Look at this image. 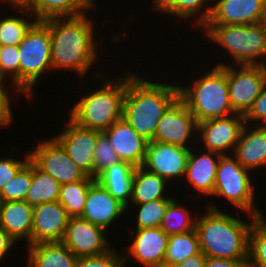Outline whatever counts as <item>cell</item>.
<instances>
[{"mask_svg":"<svg viewBox=\"0 0 266 267\" xmlns=\"http://www.w3.org/2000/svg\"><path fill=\"white\" fill-rule=\"evenodd\" d=\"M19 50L18 46H3L0 52V78L7 82L9 78L10 82L6 85L12 88L13 95H19Z\"/></svg>","mask_w":266,"mask_h":267,"instance_id":"cell-37","label":"cell"},{"mask_svg":"<svg viewBox=\"0 0 266 267\" xmlns=\"http://www.w3.org/2000/svg\"><path fill=\"white\" fill-rule=\"evenodd\" d=\"M228 63V64H227ZM227 65L229 100L235 114L245 115L266 84V66L234 65L229 62L216 63Z\"/></svg>","mask_w":266,"mask_h":267,"instance_id":"cell-9","label":"cell"},{"mask_svg":"<svg viewBox=\"0 0 266 267\" xmlns=\"http://www.w3.org/2000/svg\"><path fill=\"white\" fill-rule=\"evenodd\" d=\"M25 267H75L77 257L62 242L40 243L26 246Z\"/></svg>","mask_w":266,"mask_h":267,"instance_id":"cell-27","label":"cell"},{"mask_svg":"<svg viewBox=\"0 0 266 267\" xmlns=\"http://www.w3.org/2000/svg\"><path fill=\"white\" fill-rule=\"evenodd\" d=\"M32 180V161H29L7 182L0 192V202L25 201Z\"/></svg>","mask_w":266,"mask_h":267,"instance_id":"cell-36","label":"cell"},{"mask_svg":"<svg viewBox=\"0 0 266 267\" xmlns=\"http://www.w3.org/2000/svg\"><path fill=\"white\" fill-rule=\"evenodd\" d=\"M244 125V116L240 114L199 122L197 139L200 138L198 142H202V149L231 155Z\"/></svg>","mask_w":266,"mask_h":267,"instance_id":"cell-14","label":"cell"},{"mask_svg":"<svg viewBox=\"0 0 266 267\" xmlns=\"http://www.w3.org/2000/svg\"><path fill=\"white\" fill-rule=\"evenodd\" d=\"M173 199H158L155 201H150L148 203L142 204H130L126 209L127 213L130 209H137L135 218L133 221L136 222L134 226L135 229H144V228H155L161 226L162 218L165 214V211L169 203ZM131 206H135L130 208ZM130 208V209H129Z\"/></svg>","mask_w":266,"mask_h":267,"instance_id":"cell-35","label":"cell"},{"mask_svg":"<svg viewBox=\"0 0 266 267\" xmlns=\"http://www.w3.org/2000/svg\"><path fill=\"white\" fill-rule=\"evenodd\" d=\"M61 242L77 258L99 256L113 248L105 229L81 217H70Z\"/></svg>","mask_w":266,"mask_h":267,"instance_id":"cell-12","label":"cell"},{"mask_svg":"<svg viewBox=\"0 0 266 267\" xmlns=\"http://www.w3.org/2000/svg\"><path fill=\"white\" fill-rule=\"evenodd\" d=\"M185 205L174 198L168 205L160 228L167 234L186 233L195 229L196 217H192Z\"/></svg>","mask_w":266,"mask_h":267,"instance_id":"cell-33","label":"cell"},{"mask_svg":"<svg viewBox=\"0 0 266 267\" xmlns=\"http://www.w3.org/2000/svg\"><path fill=\"white\" fill-rule=\"evenodd\" d=\"M205 267H248V260H230L207 257Z\"/></svg>","mask_w":266,"mask_h":267,"instance_id":"cell-43","label":"cell"},{"mask_svg":"<svg viewBox=\"0 0 266 267\" xmlns=\"http://www.w3.org/2000/svg\"><path fill=\"white\" fill-rule=\"evenodd\" d=\"M193 146L189 151L187 167L184 179L187 180L193 191L202 194V196H211L212 198L216 171L221 154L201 149L200 146ZM194 148H198L194 149ZM202 150V152H201Z\"/></svg>","mask_w":266,"mask_h":267,"instance_id":"cell-20","label":"cell"},{"mask_svg":"<svg viewBox=\"0 0 266 267\" xmlns=\"http://www.w3.org/2000/svg\"><path fill=\"white\" fill-rule=\"evenodd\" d=\"M123 77L107 79L104 75V84H99L94 90L83 94L80 100L69 109L70 119L77 125L105 131L115 122L122 119L123 100L127 87V71Z\"/></svg>","mask_w":266,"mask_h":267,"instance_id":"cell-4","label":"cell"},{"mask_svg":"<svg viewBox=\"0 0 266 267\" xmlns=\"http://www.w3.org/2000/svg\"><path fill=\"white\" fill-rule=\"evenodd\" d=\"M135 168L128 162L120 161L103 170L95 180L127 208L132 199Z\"/></svg>","mask_w":266,"mask_h":267,"instance_id":"cell-26","label":"cell"},{"mask_svg":"<svg viewBox=\"0 0 266 267\" xmlns=\"http://www.w3.org/2000/svg\"><path fill=\"white\" fill-rule=\"evenodd\" d=\"M126 212V207L95 181L89 187L80 217L108 231V228L113 227V223L118 222L119 217L123 218Z\"/></svg>","mask_w":266,"mask_h":267,"instance_id":"cell-19","label":"cell"},{"mask_svg":"<svg viewBox=\"0 0 266 267\" xmlns=\"http://www.w3.org/2000/svg\"><path fill=\"white\" fill-rule=\"evenodd\" d=\"M212 202L207 203L203 215L196 219L195 230L201 252L209 258L248 260L253 215L248 214V222H245L238 210L234 216Z\"/></svg>","mask_w":266,"mask_h":267,"instance_id":"cell-2","label":"cell"},{"mask_svg":"<svg viewBox=\"0 0 266 267\" xmlns=\"http://www.w3.org/2000/svg\"><path fill=\"white\" fill-rule=\"evenodd\" d=\"M90 18L89 14L85 13L76 17L42 21L49 28L51 35L52 71L66 69L76 72L77 76L83 79L87 77L91 67L95 66L101 49H104L102 36L101 39H95V23L91 16Z\"/></svg>","mask_w":266,"mask_h":267,"instance_id":"cell-1","label":"cell"},{"mask_svg":"<svg viewBox=\"0 0 266 267\" xmlns=\"http://www.w3.org/2000/svg\"><path fill=\"white\" fill-rule=\"evenodd\" d=\"M95 181L92 177L87 176L84 180L61 185L58 202L70 217L82 215L89 187Z\"/></svg>","mask_w":266,"mask_h":267,"instance_id":"cell-32","label":"cell"},{"mask_svg":"<svg viewBox=\"0 0 266 267\" xmlns=\"http://www.w3.org/2000/svg\"><path fill=\"white\" fill-rule=\"evenodd\" d=\"M207 257L200 251L199 253L190 256L181 263L175 264L171 267H205Z\"/></svg>","mask_w":266,"mask_h":267,"instance_id":"cell-45","label":"cell"},{"mask_svg":"<svg viewBox=\"0 0 266 267\" xmlns=\"http://www.w3.org/2000/svg\"><path fill=\"white\" fill-rule=\"evenodd\" d=\"M21 0H3V2H7L8 4H18Z\"/></svg>","mask_w":266,"mask_h":267,"instance_id":"cell-47","label":"cell"},{"mask_svg":"<svg viewBox=\"0 0 266 267\" xmlns=\"http://www.w3.org/2000/svg\"><path fill=\"white\" fill-rule=\"evenodd\" d=\"M127 72L122 119L147 141L154 139L163 113L179 97L178 84L160 83Z\"/></svg>","mask_w":266,"mask_h":267,"instance_id":"cell-3","label":"cell"},{"mask_svg":"<svg viewBox=\"0 0 266 267\" xmlns=\"http://www.w3.org/2000/svg\"><path fill=\"white\" fill-rule=\"evenodd\" d=\"M214 1V2H213ZM206 24L251 25L263 21L266 0H212Z\"/></svg>","mask_w":266,"mask_h":267,"instance_id":"cell-18","label":"cell"},{"mask_svg":"<svg viewBox=\"0 0 266 267\" xmlns=\"http://www.w3.org/2000/svg\"><path fill=\"white\" fill-rule=\"evenodd\" d=\"M61 184L50 174L41 171L32 162V180L25 202L30 206L58 201Z\"/></svg>","mask_w":266,"mask_h":267,"instance_id":"cell-30","label":"cell"},{"mask_svg":"<svg viewBox=\"0 0 266 267\" xmlns=\"http://www.w3.org/2000/svg\"><path fill=\"white\" fill-rule=\"evenodd\" d=\"M70 216L58 202H47L33 207L31 238L25 246L61 242Z\"/></svg>","mask_w":266,"mask_h":267,"instance_id":"cell-17","label":"cell"},{"mask_svg":"<svg viewBox=\"0 0 266 267\" xmlns=\"http://www.w3.org/2000/svg\"><path fill=\"white\" fill-rule=\"evenodd\" d=\"M117 251L112 248L99 256L78 257L75 267H126L123 252Z\"/></svg>","mask_w":266,"mask_h":267,"instance_id":"cell-39","label":"cell"},{"mask_svg":"<svg viewBox=\"0 0 266 267\" xmlns=\"http://www.w3.org/2000/svg\"><path fill=\"white\" fill-rule=\"evenodd\" d=\"M262 24L264 25V28L266 30V8H265V13H264Z\"/></svg>","mask_w":266,"mask_h":267,"instance_id":"cell-48","label":"cell"},{"mask_svg":"<svg viewBox=\"0 0 266 267\" xmlns=\"http://www.w3.org/2000/svg\"><path fill=\"white\" fill-rule=\"evenodd\" d=\"M29 161V153L25 152L24 158H0V192L3 186L15 177L17 172Z\"/></svg>","mask_w":266,"mask_h":267,"instance_id":"cell-40","label":"cell"},{"mask_svg":"<svg viewBox=\"0 0 266 267\" xmlns=\"http://www.w3.org/2000/svg\"><path fill=\"white\" fill-rule=\"evenodd\" d=\"M264 213L261 212L252 217L248 267H266V216Z\"/></svg>","mask_w":266,"mask_h":267,"instance_id":"cell-34","label":"cell"},{"mask_svg":"<svg viewBox=\"0 0 266 267\" xmlns=\"http://www.w3.org/2000/svg\"><path fill=\"white\" fill-rule=\"evenodd\" d=\"M2 47H3V44L0 42V52H1Z\"/></svg>","mask_w":266,"mask_h":267,"instance_id":"cell-49","label":"cell"},{"mask_svg":"<svg viewBox=\"0 0 266 267\" xmlns=\"http://www.w3.org/2000/svg\"><path fill=\"white\" fill-rule=\"evenodd\" d=\"M33 206L25 201L0 202V227L16 242L31 238Z\"/></svg>","mask_w":266,"mask_h":267,"instance_id":"cell-24","label":"cell"},{"mask_svg":"<svg viewBox=\"0 0 266 267\" xmlns=\"http://www.w3.org/2000/svg\"><path fill=\"white\" fill-rule=\"evenodd\" d=\"M29 159L43 172L50 174L61 185L84 180L87 175L69 158L66 150L52 136L40 140L32 148Z\"/></svg>","mask_w":266,"mask_h":267,"instance_id":"cell-11","label":"cell"},{"mask_svg":"<svg viewBox=\"0 0 266 267\" xmlns=\"http://www.w3.org/2000/svg\"><path fill=\"white\" fill-rule=\"evenodd\" d=\"M197 133V120L189 111L186 104L178 97L163 113L157 124L152 141L169 143L191 149L193 146L199 144L194 139L195 137L197 139ZM192 140H195L194 143Z\"/></svg>","mask_w":266,"mask_h":267,"instance_id":"cell-10","label":"cell"},{"mask_svg":"<svg viewBox=\"0 0 266 267\" xmlns=\"http://www.w3.org/2000/svg\"><path fill=\"white\" fill-rule=\"evenodd\" d=\"M200 251L199 239L195 229L186 233L171 234L168 237L164 267L181 263Z\"/></svg>","mask_w":266,"mask_h":267,"instance_id":"cell-31","label":"cell"},{"mask_svg":"<svg viewBox=\"0 0 266 267\" xmlns=\"http://www.w3.org/2000/svg\"><path fill=\"white\" fill-rule=\"evenodd\" d=\"M8 89H10V87H7L5 82L0 78V99H12L11 94L14 92H9Z\"/></svg>","mask_w":266,"mask_h":267,"instance_id":"cell-46","label":"cell"},{"mask_svg":"<svg viewBox=\"0 0 266 267\" xmlns=\"http://www.w3.org/2000/svg\"><path fill=\"white\" fill-rule=\"evenodd\" d=\"M213 66L187 86L178 84L179 98L198 123L235 114L229 100L227 65Z\"/></svg>","mask_w":266,"mask_h":267,"instance_id":"cell-5","label":"cell"},{"mask_svg":"<svg viewBox=\"0 0 266 267\" xmlns=\"http://www.w3.org/2000/svg\"><path fill=\"white\" fill-rule=\"evenodd\" d=\"M110 141L121 161L139 167L143 165L148 141L136 133L123 119L102 132Z\"/></svg>","mask_w":266,"mask_h":267,"instance_id":"cell-21","label":"cell"},{"mask_svg":"<svg viewBox=\"0 0 266 267\" xmlns=\"http://www.w3.org/2000/svg\"><path fill=\"white\" fill-rule=\"evenodd\" d=\"M232 155L250 172L266 168V126L245 123Z\"/></svg>","mask_w":266,"mask_h":267,"instance_id":"cell-22","label":"cell"},{"mask_svg":"<svg viewBox=\"0 0 266 267\" xmlns=\"http://www.w3.org/2000/svg\"><path fill=\"white\" fill-rule=\"evenodd\" d=\"M133 240L123 253L125 263L133 261L142 267H164L168 237L160 227L135 229Z\"/></svg>","mask_w":266,"mask_h":267,"instance_id":"cell-16","label":"cell"},{"mask_svg":"<svg viewBox=\"0 0 266 267\" xmlns=\"http://www.w3.org/2000/svg\"><path fill=\"white\" fill-rule=\"evenodd\" d=\"M16 244L17 242L0 227V262Z\"/></svg>","mask_w":266,"mask_h":267,"instance_id":"cell-44","label":"cell"},{"mask_svg":"<svg viewBox=\"0 0 266 267\" xmlns=\"http://www.w3.org/2000/svg\"><path fill=\"white\" fill-rule=\"evenodd\" d=\"M253 175L231 155H221L216 171L212 198H224L227 202L246 214L256 215L263 212L255 200L256 185ZM255 188V189H254ZM258 206V207H257Z\"/></svg>","mask_w":266,"mask_h":267,"instance_id":"cell-8","label":"cell"},{"mask_svg":"<svg viewBox=\"0 0 266 267\" xmlns=\"http://www.w3.org/2000/svg\"><path fill=\"white\" fill-rule=\"evenodd\" d=\"M169 183L145 169L142 166L135 168L133 176L132 199L130 204H142L158 199H174L168 195ZM167 191V193H166Z\"/></svg>","mask_w":266,"mask_h":267,"instance_id":"cell-28","label":"cell"},{"mask_svg":"<svg viewBox=\"0 0 266 267\" xmlns=\"http://www.w3.org/2000/svg\"><path fill=\"white\" fill-rule=\"evenodd\" d=\"M19 50V94L26 99L35 95V85L51 68V35L49 28L36 21L25 33Z\"/></svg>","mask_w":266,"mask_h":267,"instance_id":"cell-7","label":"cell"},{"mask_svg":"<svg viewBox=\"0 0 266 267\" xmlns=\"http://www.w3.org/2000/svg\"><path fill=\"white\" fill-rule=\"evenodd\" d=\"M189 151V148L169 143L148 141L142 167L164 178L168 183H172L173 179L175 182L176 178V181L181 182L180 179L185 175Z\"/></svg>","mask_w":266,"mask_h":267,"instance_id":"cell-15","label":"cell"},{"mask_svg":"<svg viewBox=\"0 0 266 267\" xmlns=\"http://www.w3.org/2000/svg\"><path fill=\"white\" fill-rule=\"evenodd\" d=\"M121 160L108 138L102 133L94 150V179L105 169Z\"/></svg>","mask_w":266,"mask_h":267,"instance_id":"cell-38","label":"cell"},{"mask_svg":"<svg viewBox=\"0 0 266 267\" xmlns=\"http://www.w3.org/2000/svg\"><path fill=\"white\" fill-rule=\"evenodd\" d=\"M64 130L54 138L66 150L69 158L88 176L94 179V150L101 131L77 125L70 118Z\"/></svg>","mask_w":266,"mask_h":267,"instance_id":"cell-13","label":"cell"},{"mask_svg":"<svg viewBox=\"0 0 266 267\" xmlns=\"http://www.w3.org/2000/svg\"><path fill=\"white\" fill-rule=\"evenodd\" d=\"M211 3L212 0H153L150 10L153 9L154 12L168 16L172 15L183 22H189L191 19L196 27L202 29L210 18Z\"/></svg>","mask_w":266,"mask_h":267,"instance_id":"cell-25","label":"cell"},{"mask_svg":"<svg viewBox=\"0 0 266 267\" xmlns=\"http://www.w3.org/2000/svg\"><path fill=\"white\" fill-rule=\"evenodd\" d=\"M244 120L248 125L266 126V84L249 111L244 115Z\"/></svg>","mask_w":266,"mask_h":267,"instance_id":"cell-41","label":"cell"},{"mask_svg":"<svg viewBox=\"0 0 266 267\" xmlns=\"http://www.w3.org/2000/svg\"><path fill=\"white\" fill-rule=\"evenodd\" d=\"M18 4L28 9L36 21L76 17L90 11L92 13L98 6L96 0H21Z\"/></svg>","mask_w":266,"mask_h":267,"instance_id":"cell-23","label":"cell"},{"mask_svg":"<svg viewBox=\"0 0 266 267\" xmlns=\"http://www.w3.org/2000/svg\"><path fill=\"white\" fill-rule=\"evenodd\" d=\"M206 38L228 52L233 65L266 66V30L261 23L251 25L205 24ZM230 54V55H229Z\"/></svg>","mask_w":266,"mask_h":267,"instance_id":"cell-6","label":"cell"},{"mask_svg":"<svg viewBox=\"0 0 266 267\" xmlns=\"http://www.w3.org/2000/svg\"><path fill=\"white\" fill-rule=\"evenodd\" d=\"M12 9L19 11L17 15H9L0 19V42L3 46H19L25 33L36 22L34 15L19 4H9ZM20 16V17H19Z\"/></svg>","mask_w":266,"mask_h":267,"instance_id":"cell-29","label":"cell"},{"mask_svg":"<svg viewBox=\"0 0 266 267\" xmlns=\"http://www.w3.org/2000/svg\"><path fill=\"white\" fill-rule=\"evenodd\" d=\"M12 99H0V128H8L13 123Z\"/></svg>","mask_w":266,"mask_h":267,"instance_id":"cell-42","label":"cell"}]
</instances>
